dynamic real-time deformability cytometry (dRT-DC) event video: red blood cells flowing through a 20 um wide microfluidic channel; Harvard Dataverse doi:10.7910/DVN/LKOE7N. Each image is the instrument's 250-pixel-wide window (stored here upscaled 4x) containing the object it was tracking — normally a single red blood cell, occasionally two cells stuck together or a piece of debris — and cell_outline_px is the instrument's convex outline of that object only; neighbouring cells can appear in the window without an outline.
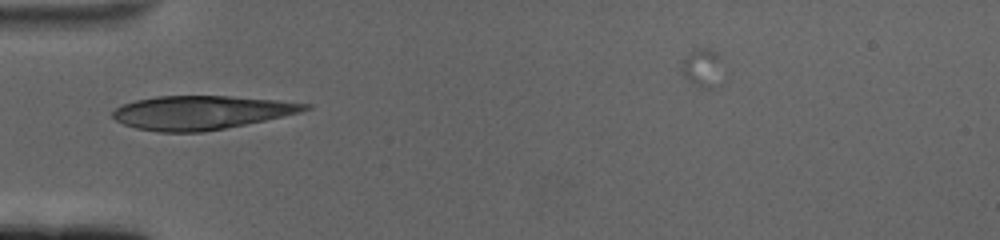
{"species": "human", "species_latin": "Homo sapiens", "temperature_condition": "cold", "stored_images_in_passage": 41, "camera_frame_rate_fps": 3000, "um_per_image_px": 0.085, "donor": {"sex": "female"}, "frame": {"image": 1, "passage_image": 1, "time_ms": 0.0, "image_size_px": [1000, 240], "cell_outline_px": [[312, 108], [300, 112], [264, 120], [204, 132], [160, 132], [136, 128], [124, 124], [116, 120], [112, 116], [112, 112], [116, 108], [124, 104], [136, 100], [156, 96], [232, 96], [280, 100], [312, 104]], "centroid_in_image_um": [17.12, 9.56], "position_along_channel_um": 67.9, "area_um2": 37.63}}
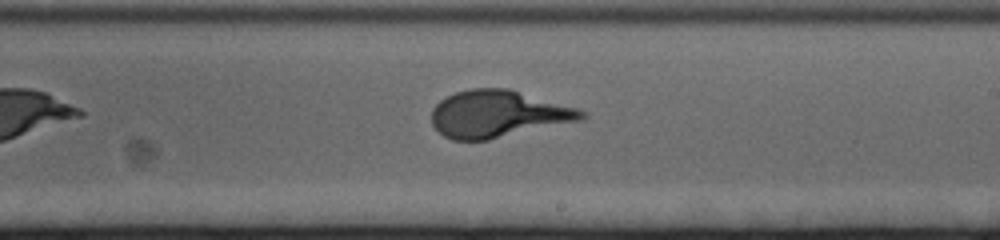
{"frame": {"image": 2, "passage_image": 17, "time_ms": 5.333, "image_size_px": [1000, 240], "cell_outline_px": [[588, 116], [580, 120], [488, 140], [452, 140], [444, 136], [432, 124], [432, 108], [440, 100], [456, 92], [472, 88], [508, 88], [580, 108], [588, 112]], "centroid_in_image_um": [42.36, 9.68], "position_along_channel_um": 246.6, "area_um2": 41.15}}
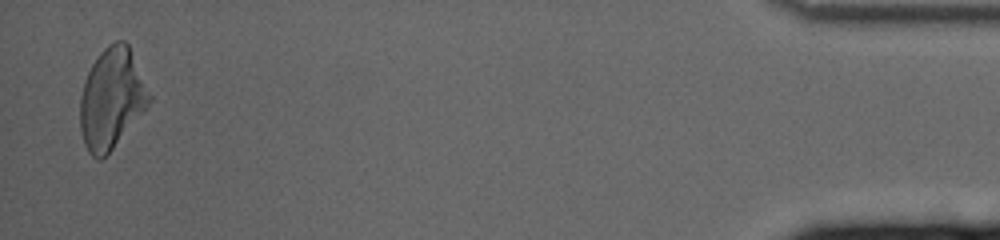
{"frame": {"image": 3, "passage_image": 40, "time_ms": 13.0, "image_size_px": [1000, 240], "cell_outline_px": [[152, 100], [112, 148], [100, 160], [96, 160], [88, 152], [84, 144], [80, 128], [80, 96], [84, 80], [92, 64], [100, 52], [108, 44], [116, 40], [124, 40], [128, 44], [152, 96]], "centroid_in_image_um": [9.47, 8.35], "position_along_channel_um": 425.7, "area_um2": 40.11}}